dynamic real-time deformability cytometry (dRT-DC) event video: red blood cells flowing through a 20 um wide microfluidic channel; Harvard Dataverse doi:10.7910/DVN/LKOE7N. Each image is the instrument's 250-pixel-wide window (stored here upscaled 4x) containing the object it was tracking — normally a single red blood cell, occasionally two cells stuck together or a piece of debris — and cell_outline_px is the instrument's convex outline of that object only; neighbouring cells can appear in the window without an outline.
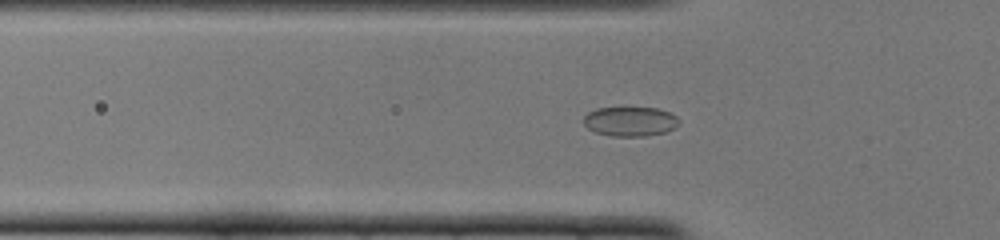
{"species": "common noctule bat (a hibernating species)", "species_latin": "Nyctalus noctula", "temperature_condition": "cold", "stored_images_in_passage": 39, "camera_frame_rate_fps": 3000, "um_per_image_px": 0.085, "animal": {"sex": "female", "body_mass_g": 22.0, "forearm_length_mm": 56.7}, "frame": {"image": 1, "passage_image": 4, "time_ms": 1.0, "image_size_px": [1000, 240], "cell_outline_px": [[680, 120], [672, 128], [664, 132], [644, 136], [612, 136], [596, 132], [588, 128], [584, 124], [584, 116], [588, 112], [596, 108], [656, 108], [672, 112]], "centroid_in_image_um": [53.55, 10.31], "position_along_channel_um": 72.2, "area_um2": 16.24}}
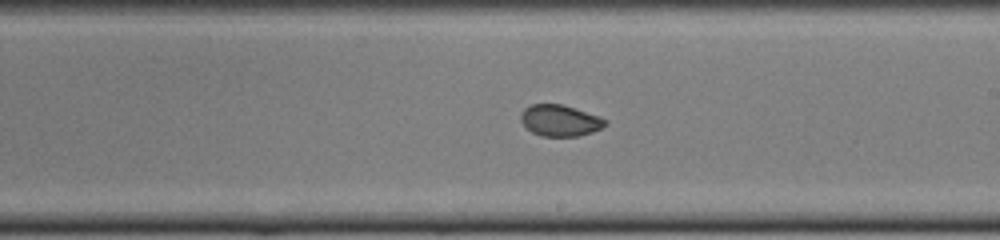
{"frame": {"image": 2, "passage_image": 17, "time_ms": 5.333, "image_size_px": [1000, 240], "cell_outline_px": [[608, 124], [592, 132], [580, 136], [540, 136], [532, 132], [520, 120], [520, 112], [524, 108], [532, 104], [564, 104], [600, 116], [608, 120]], "centroid_in_image_um": [47.62, 10.23], "position_along_channel_um": 241.4, "area_um2": 15.61}}
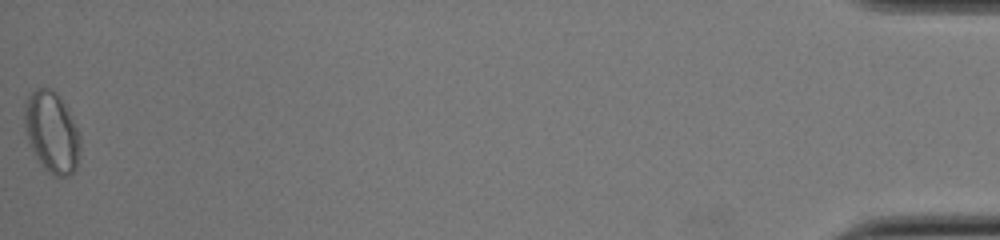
{"frame": {"image": 3, "passage_image": 39, "time_ms": 12.667, "image_size_px": [1000, 240], "cell_outline_px": [[80, 152], [76, 168], [68, 176], [56, 176], [44, 168], [36, 156], [28, 140], [24, 128], [24, 100], [36, 88], [48, 88], [56, 92], [60, 96], [68, 108], [80, 132]], "centroid_in_image_um": [4.41, 11.2], "position_along_channel_um": 430.8, "area_um2": 26.53}, "authors_computed_cell_mechanics": {"area_um2": 16.762, "velocity_mm_per_s": 3.9056, "shape_relaxation_time_tau1_ms": null, "shape_relaxation_time_tau2_ms": 1.3061, "deformation_change_tau1": null, "deformation_change_tau2": 0.0349}}